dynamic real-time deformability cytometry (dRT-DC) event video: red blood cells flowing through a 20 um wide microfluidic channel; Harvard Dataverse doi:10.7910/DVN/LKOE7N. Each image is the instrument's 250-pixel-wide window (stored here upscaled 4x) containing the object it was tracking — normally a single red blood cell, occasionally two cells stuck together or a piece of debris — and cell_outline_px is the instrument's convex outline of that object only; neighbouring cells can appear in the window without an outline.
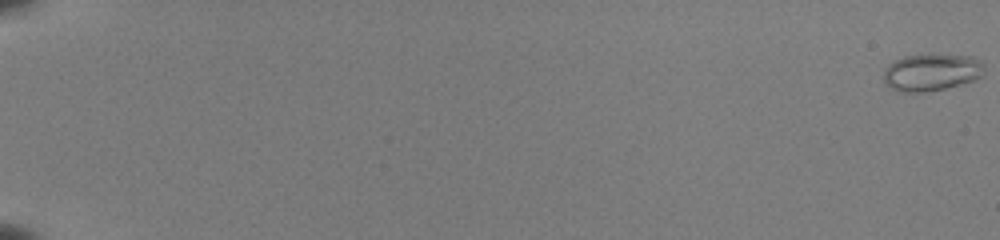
{"species": "common noctule bat (a hibernating species)", "species_latin": "Nyctalus noctula", "temperature_condition": "room temperature", "stored_images_in_passage": 55, "camera_frame_rate_fps": 3000, "um_per_image_px": 0.085, "animal": {"sex": "female", "body_mass_g": 22.0, "forearm_length_mm": 56.7}, "frame": {"image": 1, "passage_image": 1, "time_ms": 0.0, "image_size_px": [1000, 240], "cell_outline_px": [[984, 76], [976, 80], [944, 88], [924, 92], [896, 92], [884, 80], [884, 68], [888, 64], [904, 56], [972, 56], [980, 60], [984, 64]], "centroid_in_image_um": [79.2, 6.17], "position_along_channel_um": 5.8, "area_um2": 21.5}}
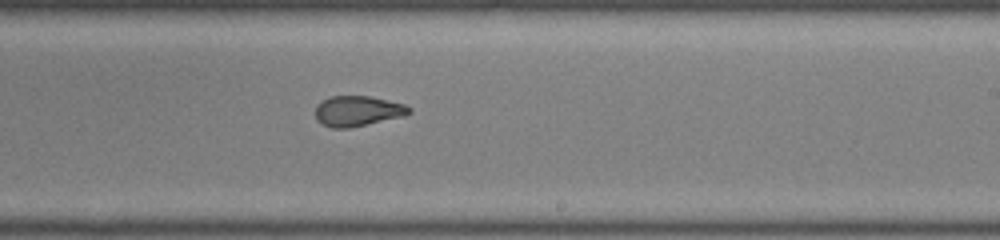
{"frame": {"image": 2, "passage_image": 37, "time_ms": 12.0, "image_size_px": [1000, 240], "cell_outline_px": [[412, 112], [404, 116], [348, 128], [332, 128], [320, 124], [316, 120], [316, 104], [320, 100], [328, 96], [368, 96], [388, 100], [404, 104], [412, 108]], "centroid_in_image_um": [30.37, 9.43], "position_along_channel_um": 258.6, "area_um2": 16.76}}
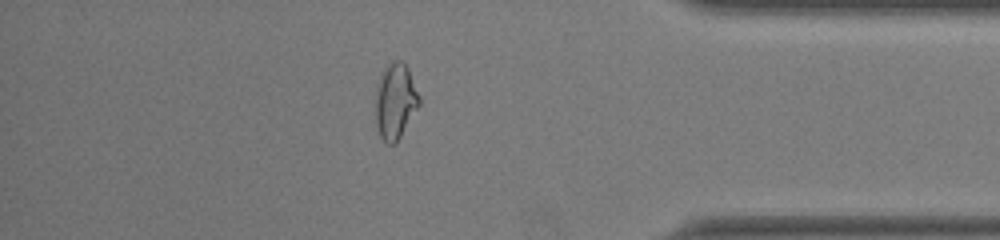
{"frame": {"image": 3, "passage_image": 49, "time_ms": 16.0, "image_size_px": [1000, 240], "cell_outline_px": [[420, 104], [396, 144], [388, 144], [380, 136], [376, 124], [376, 92], [380, 76], [384, 68], [388, 64], [396, 60], [400, 60], [408, 68], [420, 96]], "centroid_in_image_um": [33.61, 8.61], "position_along_channel_um": 401.6, "area_um2": 19.13}, "authors_computed_cell_mechanics": {"area_um2": 18.3226, "velocity_mm_per_s": 4.0057, "shape_relaxation_time_tau1_ms": 6.5794, "shape_relaxation_time_tau2_ms": 1.6464, "deformation_change_tau1": 0.2427, "deformation_change_tau2": 0.0866}}